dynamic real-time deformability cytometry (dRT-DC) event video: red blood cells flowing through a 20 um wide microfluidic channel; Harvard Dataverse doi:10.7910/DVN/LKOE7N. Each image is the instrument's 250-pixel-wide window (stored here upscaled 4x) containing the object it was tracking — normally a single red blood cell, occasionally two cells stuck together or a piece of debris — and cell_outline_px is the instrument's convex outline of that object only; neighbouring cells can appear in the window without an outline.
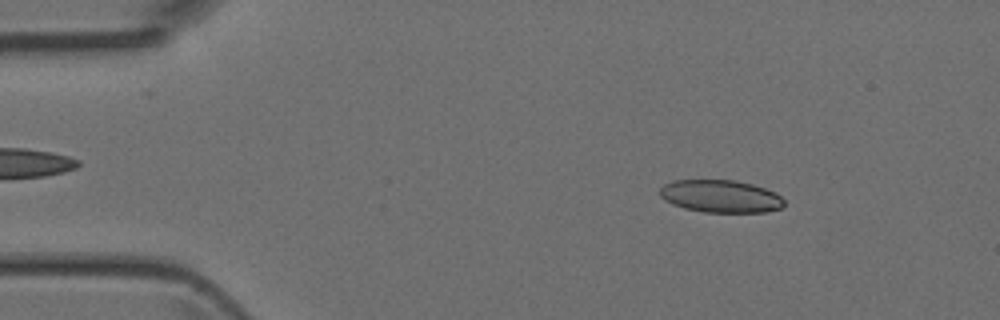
{"species": "Egyptian fruit bat (a non-hibernating species)", "species_latin": "Rousettus aegyptiacus", "temperature_condition": "room temperature", "stored_images_in_passage": 47, "camera_frame_rate_fps": 3000, "um_per_image_px": 0.085, "animal": {"sex": "female"}, "frame": {"image": 1, "passage_image": 6, "time_ms": 1.667, "image_size_px": [1000, 320], "cell_outline_px": [[784, 204], [780, 208], [768, 212], [704, 212], [684, 208], [672, 204], [664, 200], [660, 196], [660, 188], [664, 184], [672, 180], [736, 180], [752, 184], [776, 192], [784, 200]], "centroid_in_image_um": [61.24, 16.68], "position_along_channel_um": 23.8, "area_um2": 23.7}}
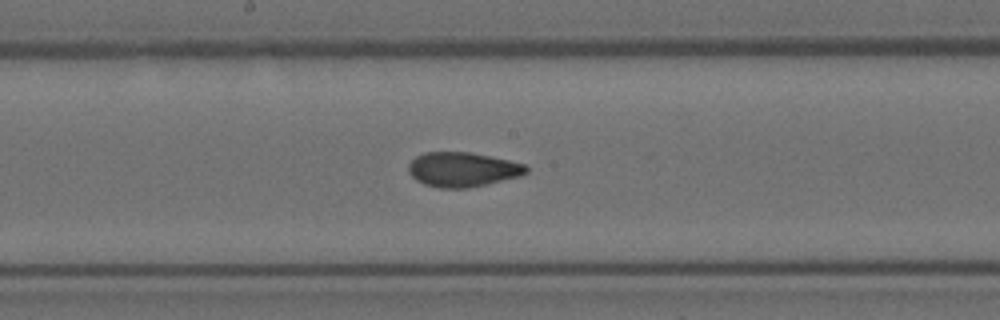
{"frame": {"image": 2, "passage_image": 24, "time_ms": 7.667, "image_size_px": [1000, 320], "cell_outline_px": [[528, 172], [520, 176], [468, 188], [440, 188], [424, 184], [416, 180], [408, 172], [408, 164], [416, 156], [424, 152], [472, 152], [508, 160], [524, 164], [528, 168]], "centroid_in_image_um": [39.29, 14.4], "position_along_channel_um": 208.9, "area_um2": 23.7}}
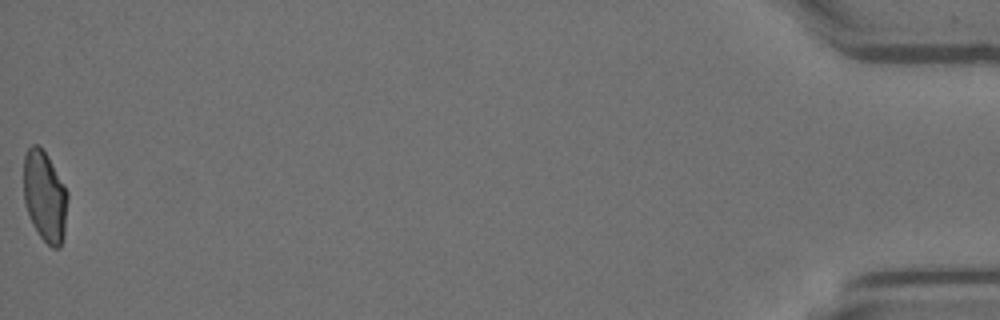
{"frame": {"image": 3, "passage_image": 47, "time_ms": 15.333, "image_size_px": [1000, 320], "cell_outline_px": [[68, 196], [64, 236], [60, 248], [52, 248], [40, 236], [32, 224], [24, 200], [24, 156], [28, 148], [32, 144], [36, 144], [48, 156], [68, 192]], "centroid_in_image_um": [3.82, 16.71], "position_along_channel_um": 431.4, "area_um2": 23.18}}